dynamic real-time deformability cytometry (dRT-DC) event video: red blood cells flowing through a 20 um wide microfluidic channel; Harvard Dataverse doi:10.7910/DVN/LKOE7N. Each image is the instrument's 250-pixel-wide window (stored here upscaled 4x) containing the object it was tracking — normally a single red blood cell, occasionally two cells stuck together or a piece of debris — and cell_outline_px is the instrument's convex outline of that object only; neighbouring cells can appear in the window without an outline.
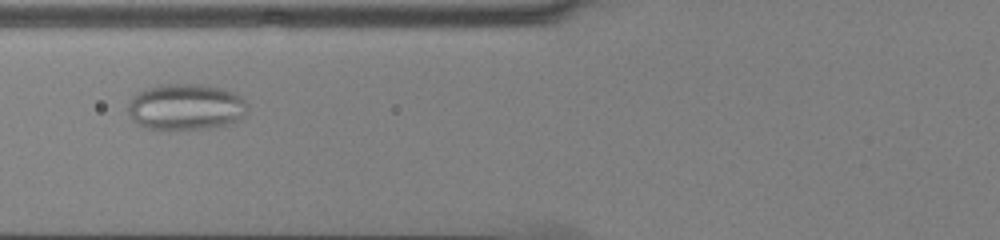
{"species": "common noctule bat (a hibernating species)", "species_latin": "Nyctalus noctula", "temperature_condition": "cold", "stored_images_in_passage": 43, "camera_frame_rate_fps": 3000, "um_per_image_px": 0.085, "animal": {"sex": "male", "body_mass_g": 13.0, "forearm_length_mm": 53.1}, "frame": {"image": 1, "passage_image": 12, "time_ms": 3.667, "image_size_px": [1000, 240], "cell_outline_px": [[248, 108], [244, 116], [228, 124], [200, 128], [168, 132], [148, 128], [132, 120], [128, 112], [128, 104], [136, 92], [160, 84], [204, 84], [220, 88], [232, 92], [240, 96], [248, 104]], "centroid_in_image_um": [15.76, 9.1], "position_along_channel_um": 110.0, "area_um2": 32.54}}
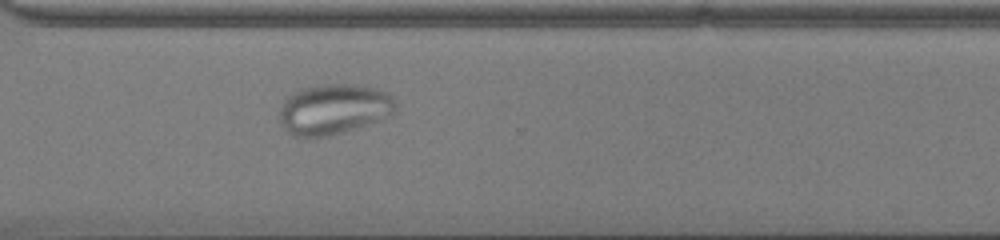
{"frame": {"image": 2, "passage_image": 30, "time_ms": 9.667, "image_size_px": [1000, 240], "cell_outline_px": [[396, 104], [392, 116], [344, 132], [328, 136], [292, 136], [280, 124], [280, 104], [288, 96], [300, 88], [324, 84], [352, 84], [372, 88], [384, 92], [392, 96]], "centroid_in_image_um": [28.35, 9.28], "position_along_channel_um": 342.3, "area_um2": 34.1}}
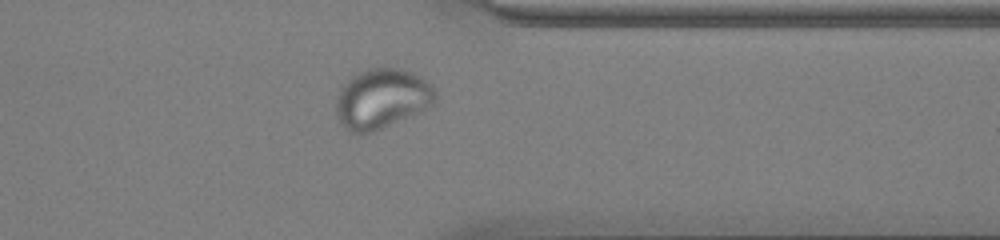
{"frame": {"image": 3, "passage_image": 33, "time_ms": 10.667, "image_size_px": [1000, 240], "cell_outline_px": [[436, 96], [432, 104], [416, 112], [372, 132], [360, 136], [348, 132], [340, 124], [336, 112], [336, 100], [340, 88], [352, 76], [368, 68], [396, 68], [420, 76], [432, 84], [436, 88]], "centroid_in_image_um": [32.4, 8.4], "position_along_channel_um": 379.0, "area_um2": 34.39}}